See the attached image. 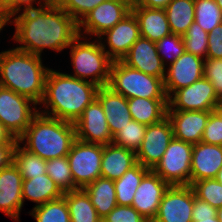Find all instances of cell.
<instances>
[{"mask_svg": "<svg viewBox=\"0 0 222 222\" xmlns=\"http://www.w3.org/2000/svg\"><path fill=\"white\" fill-rule=\"evenodd\" d=\"M8 23L15 24L16 48L41 56L44 48L63 51L79 36L78 23L55 2L23 11Z\"/></svg>", "mask_w": 222, "mask_h": 222, "instance_id": "cell-1", "label": "cell"}, {"mask_svg": "<svg viewBox=\"0 0 222 222\" xmlns=\"http://www.w3.org/2000/svg\"><path fill=\"white\" fill-rule=\"evenodd\" d=\"M99 86L56 70L49 69L45 80V93L39 113L75 123L84 109L96 99ZM47 110V111H45Z\"/></svg>", "mask_w": 222, "mask_h": 222, "instance_id": "cell-2", "label": "cell"}, {"mask_svg": "<svg viewBox=\"0 0 222 222\" xmlns=\"http://www.w3.org/2000/svg\"><path fill=\"white\" fill-rule=\"evenodd\" d=\"M49 68L41 56L13 48L0 52V84L40 105Z\"/></svg>", "mask_w": 222, "mask_h": 222, "instance_id": "cell-3", "label": "cell"}, {"mask_svg": "<svg viewBox=\"0 0 222 222\" xmlns=\"http://www.w3.org/2000/svg\"><path fill=\"white\" fill-rule=\"evenodd\" d=\"M75 140L74 123L38 113L18 142H26L24 149L47 161L67 156Z\"/></svg>", "mask_w": 222, "mask_h": 222, "instance_id": "cell-4", "label": "cell"}, {"mask_svg": "<svg viewBox=\"0 0 222 222\" xmlns=\"http://www.w3.org/2000/svg\"><path fill=\"white\" fill-rule=\"evenodd\" d=\"M81 39H86L80 41ZM89 42L87 37L78 36L68 48L71 47V61L74 74L81 80L87 79L99 87L108 86L113 60L104 51L101 40ZM88 78H91L88 80Z\"/></svg>", "mask_w": 222, "mask_h": 222, "instance_id": "cell-5", "label": "cell"}, {"mask_svg": "<svg viewBox=\"0 0 222 222\" xmlns=\"http://www.w3.org/2000/svg\"><path fill=\"white\" fill-rule=\"evenodd\" d=\"M108 87L127 99H168L164 79L145 74L129 67L122 60L113 61Z\"/></svg>", "mask_w": 222, "mask_h": 222, "instance_id": "cell-6", "label": "cell"}, {"mask_svg": "<svg viewBox=\"0 0 222 222\" xmlns=\"http://www.w3.org/2000/svg\"><path fill=\"white\" fill-rule=\"evenodd\" d=\"M192 150L193 144L173 138L152 171L169 186L191 185Z\"/></svg>", "mask_w": 222, "mask_h": 222, "instance_id": "cell-7", "label": "cell"}, {"mask_svg": "<svg viewBox=\"0 0 222 222\" xmlns=\"http://www.w3.org/2000/svg\"><path fill=\"white\" fill-rule=\"evenodd\" d=\"M33 104V108H31ZM37 104L13 90L0 87V121L15 139H19L39 113Z\"/></svg>", "mask_w": 222, "mask_h": 222, "instance_id": "cell-8", "label": "cell"}, {"mask_svg": "<svg viewBox=\"0 0 222 222\" xmlns=\"http://www.w3.org/2000/svg\"><path fill=\"white\" fill-rule=\"evenodd\" d=\"M103 145L75 140L67 155L74 184L84 189L101 177Z\"/></svg>", "mask_w": 222, "mask_h": 222, "instance_id": "cell-9", "label": "cell"}, {"mask_svg": "<svg viewBox=\"0 0 222 222\" xmlns=\"http://www.w3.org/2000/svg\"><path fill=\"white\" fill-rule=\"evenodd\" d=\"M132 2V0H106L100 3L78 23L79 35H83L82 37L86 34L96 35L99 39L131 12Z\"/></svg>", "mask_w": 222, "mask_h": 222, "instance_id": "cell-10", "label": "cell"}, {"mask_svg": "<svg viewBox=\"0 0 222 222\" xmlns=\"http://www.w3.org/2000/svg\"><path fill=\"white\" fill-rule=\"evenodd\" d=\"M221 103L211 82L203 77L171 94L167 110L214 111Z\"/></svg>", "mask_w": 222, "mask_h": 222, "instance_id": "cell-11", "label": "cell"}, {"mask_svg": "<svg viewBox=\"0 0 222 222\" xmlns=\"http://www.w3.org/2000/svg\"><path fill=\"white\" fill-rule=\"evenodd\" d=\"M173 138V127L168 117L158 123L146 126L142 144L136 151L137 163L152 170L162 158Z\"/></svg>", "mask_w": 222, "mask_h": 222, "instance_id": "cell-12", "label": "cell"}, {"mask_svg": "<svg viewBox=\"0 0 222 222\" xmlns=\"http://www.w3.org/2000/svg\"><path fill=\"white\" fill-rule=\"evenodd\" d=\"M193 189L190 185L169 186L152 222H193Z\"/></svg>", "mask_w": 222, "mask_h": 222, "instance_id": "cell-13", "label": "cell"}, {"mask_svg": "<svg viewBox=\"0 0 222 222\" xmlns=\"http://www.w3.org/2000/svg\"><path fill=\"white\" fill-rule=\"evenodd\" d=\"M74 124L77 140L102 145L112 143L113 137L107 124L106 115L97 98L84 109L83 114Z\"/></svg>", "mask_w": 222, "mask_h": 222, "instance_id": "cell-14", "label": "cell"}, {"mask_svg": "<svg viewBox=\"0 0 222 222\" xmlns=\"http://www.w3.org/2000/svg\"><path fill=\"white\" fill-rule=\"evenodd\" d=\"M204 59L184 52L169 65L164 78V88L167 98L175 91L193 84L203 78Z\"/></svg>", "mask_w": 222, "mask_h": 222, "instance_id": "cell-15", "label": "cell"}, {"mask_svg": "<svg viewBox=\"0 0 222 222\" xmlns=\"http://www.w3.org/2000/svg\"><path fill=\"white\" fill-rule=\"evenodd\" d=\"M139 37V23L131 11L114 27L102 34L99 40H103V38L107 40L108 50H106V45L101 41L104 51L113 61H119L128 54L130 48Z\"/></svg>", "mask_w": 222, "mask_h": 222, "instance_id": "cell-16", "label": "cell"}, {"mask_svg": "<svg viewBox=\"0 0 222 222\" xmlns=\"http://www.w3.org/2000/svg\"><path fill=\"white\" fill-rule=\"evenodd\" d=\"M168 187L164 180L150 170L138 186L131 206L147 221L152 222L157 216L163 194Z\"/></svg>", "mask_w": 222, "mask_h": 222, "instance_id": "cell-17", "label": "cell"}, {"mask_svg": "<svg viewBox=\"0 0 222 222\" xmlns=\"http://www.w3.org/2000/svg\"><path fill=\"white\" fill-rule=\"evenodd\" d=\"M22 190V175L12 162L0 170V211L15 221L23 207Z\"/></svg>", "mask_w": 222, "mask_h": 222, "instance_id": "cell-18", "label": "cell"}, {"mask_svg": "<svg viewBox=\"0 0 222 222\" xmlns=\"http://www.w3.org/2000/svg\"><path fill=\"white\" fill-rule=\"evenodd\" d=\"M122 61L145 74L165 78L166 67L158 55L156 42L139 37Z\"/></svg>", "mask_w": 222, "mask_h": 222, "instance_id": "cell-19", "label": "cell"}, {"mask_svg": "<svg viewBox=\"0 0 222 222\" xmlns=\"http://www.w3.org/2000/svg\"><path fill=\"white\" fill-rule=\"evenodd\" d=\"M212 111L167 110L174 138L196 144L201 142L204 128Z\"/></svg>", "mask_w": 222, "mask_h": 222, "instance_id": "cell-20", "label": "cell"}, {"mask_svg": "<svg viewBox=\"0 0 222 222\" xmlns=\"http://www.w3.org/2000/svg\"><path fill=\"white\" fill-rule=\"evenodd\" d=\"M222 167V146L198 142L193 144L191 184L202 179L215 178Z\"/></svg>", "mask_w": 222, "mask_h": 222, "instance_id": "cell-21", "label": "cell"}, {"mask_svg": "<svg viewBox=\"0 0 222 222\" xmlns=\"http://www.w3.org/2000/svg\"><path fill=\"white\" fill-rule=\"evenodd\" d=\"M96 98L103 107L112 137L133 120L129 112L128 99L115 93L110 87H99Z\"/></svg>", "mask_w": 222, "mask_h": 222, "instance_id": "cell-22", "label": "cell"}, {"mask_svg": "<svg viewBox=\"0 0 222 222\" xmlns=\"http://www.w3.org/2000/svg\"><path fill=\"white\" fill-rule=\"evenodd\" d=\"M131 11L138 20L141 37L157 42L172 33L165 9H151L132 4Z\"/></svg>", "mask_w": 222, "mask_h": 222, "instance_id": "cell-23", "label": "cell"}, {"mask_svg": "<svg viewBox=\"0 0 222 222\" xmlns=\"http://www.w3.org/2000/svg\"><path fill=\"white\" fill-rule=\"evenodd\" d=\"M137 164L136 152L117 145H103L101 177L118 180L127 170Z\"/></svg>", "mask_w": 222, "mask_h": 222, "instance_id": "cell-24", "label": "cell"}, {"mask_svg": "<svg viewBox=\"0 0 222 222\" xmlns=\"http://www.w3.org/2000/svg\"><path fill=\"white\" fill-rule=\"evenodd\" d=\"M128 107L134 121L149 126L167 117L168 99L130 98Z\"/></svg>", "mask_w": 222, "mask_h": 222, "instance_id": "cell-25", "label": "cell"}, {"mask_svg": "<svg viewBox=\"0 0 222 222\" xmlns=\"http://www.w3.org/2000/svg\"><path fill=\"white\" fill-rule=\"evenodd\" d=\"M63 192L48 174L23 179L22 201L30 200L39 206L63 196Z\"/></svg>", "mask_w": 222, "mask_h": 222, "instance_id": "cell-26", "label": "cell"}, {"mask_svg": "<svg viewBox=\"0 0 222 222\" xmlns=\"http://www.w3.org/2000/svg\"><path fill=\"white\" fill-rule=\"evenodd\" d=\"M84 190L89 195L101 219L106 217L118 205L114 181L111 179L99 177L87 185Z\"/></svg>", "mask_w": 222, "mask_h": 222, "instance_id": "cell-27", "label": "cell"}, {"mask_svg": "<svg viewBox=\"0 0 222 222\" xmlns=\"http://www.w3.org/2000/svg\"><path fill=\"white\" fill-rule=\"evenodd\" d=\"M63 196L68 206L71 222H102L84 189L65 192Z\"/></svg>", "mask_w": 222, "mask_h": 222, "instance_id": "cell-28", "label": "cell"}, {"mask_svg": "<svg viewBox=\"0 0 222 222\" xmlns=\"http://www.w3.org/2000/svg\"><path fill=\"white\" fill-rule=\"evenodd\" d=\"M150 169L140 163L127 170L118 180L114 181L116 200L119 206H131L134 195L143 177Z\"/></svg>", "mask_w": 222, "mask_h": 222, "instance_id": "cell-29", "label": "cell"}, {"mask_svg": "<svg viewBox=\"0 0 222 222\" xmlns=\"http://www.w3.org/2000/svg\"><path fill=\"white\" fill-rule=\"evenodd\" d=\"M165 12L171 32L183 36L194 22V0H171Z\"/></svg>", "mask_w": 222, "mask_h": 222, "instance_id": "cell-30", "label": "cell"}, {"mask_svg": "<svg viewBox=\"0 0 222 222\" xmlns=\"http://www.w3.org/2000/svg\"><path fill=\"white\" fill-rule=\"evenodd\" d=\"M17 142L14 147L13 163L18 168L22 179H32L46 174V160L28 152Z\"/></svg>", "mask_w": 222, "mask_h": 222, "instance_id": "cell-31", "label": "cell"}, {"mask_svg": "<svg viewBox=\"0 0 222 222\" xmlns=\"http://www.w3.org/2000/svg\"><path fill=\"white\" fill-rule=\"evenodd\" d=\"M30 214L36 222H71L64 196L33 207Z\"/></svg>", "mask_w": 222, "mask_h": 222, "instance_id": "cell-32", "label": "cell"}, {"mask_svg": "<svg viewBox=\"0 0 222 222\" xmlns=\"http://www.w3.org/2000/svg\"><path fill=\"white\" fill-rule=\"evenodd\" d=\"M194 21L209 33L222 23V10L214 0H194Z\"/></svg>", "mask_w": 222, "mask_h": 222, "instance_id": "cell-33", "label": "cell"}, {"mask_svg": "<svg viewBox=\"0 0 222 222\" xmlns=\"http://www.w3.org/2000/svg\"><path fill=\"white\" fill-rule=\"evenodd\" d=\"M46 173L63 193L78 189L74 184L67 156L47 160Z\"/></svg>", "mask_w": 222, "mask_h": 222, "instance_id": "cell-34", "label": "cell"}, {"mask_svg": "<svg viewBox=\"0 0 222 222\" xmlns=\"http://www.w3.org/2000/svg\"><path fill=\"white\" fill-rule=\"evenodd\" d=\"M145 132L146 125L132 120L113 136L112 143L136 152L142 144Z\"/></svg>", "mask_w": 222, "mask_h": 222, "instance_id": "cell-35", "label": "cell"}, {"mask_svg": "<svg viewBox=\"0 0 222 222\" xmlns=\"http://www.w3.org/2000/svg\"><path fill=\"white\" fill-rule=\"evenodd\" d=\"M182 39L186 52L203 59L207 58L208 32L204 31L197 22H193Z\"/></svg>", "mask_w": 222, "mask_h": 222, "instance_id": "cell-36", "label": "cell"}, {"mask_svg": "<svg viewBox=\"0 0 222 222\" xmlns=\"http://www.w3.org/2000/svg\"><path fill=\"white\" fill-rule=\"evenodd\" d=\"M195 196L215 208L222 207V185L215 179H202L190 185Z\"/></svg>", "mask_w": 222, "mask_h": 222, "instance_id": "cell-37", "label": "cell"}, {"mask_svg": "<svg viewBox=\"0 0 222 222\" xmlns=\"http://www.w3.org/2000/svg\"><path fill=\"white\" fill-rule=\"evenodd\" d=\"M156 46L158 55L162 59L163 64L166 66L165 58H170L169 64H171L185 52L182 36L173 33L157 41ZM168 54H170V56Z\"/></svg>", "mask_w": 222, "mask_h": 222, "instance_id": "cell-38", "label": "cell"}, {"mask_svg": "<svg viewBox=\"0 0 222 222\" xmlns=\"http://www.w3.org/2000/svg\"><path fill=\"white\" fill-rule=\"evenodd\" d=\"M106 0H55V3L79 23L90 11Z\"/></svg>", "mask_w": 222, "mask_h": 222, "instance_id": "cell-39", "label": "cell"}, {"mask_svg": "<svg viewBox=\"0 0 222 222\" xmlns=\"http://www.w3.org/2000/svg\"><path fill=\"white\" fill-rule=\"evenodd\" d=\"M203 77L211 82L222 101V58L204 59Z\"/></svg>", "mask_w": 222, "mask_h": 222, "instance_id": "cell-40", "label": "cell"}, {"mask_svg": "<svg viewBox=\"0 0 222 222\" xmlns=\"http://www.w3.org/2000/svg\"><path fill=\"white\" fill-rule=\"evenodd\" d=\"M41 6H45L55 2V0H0V13L7 19L11 20V17L23 11L35 8L33 6L34 2ZM23 6V8H22Z\"/></svg>", "mask_w": 222, "mask_h": 222, "instance_id": "cell-41", "label": "cell"}, {"mask_svg": "<svg viewBox=\"0 0 222 222\" xmlns=\"http://www.w3.org/2000/svg\"><path fill=\"white\" fill-rule=\"evenodd\" d=\"M201 141L222 146V117L215 110L210 113Z\"/></svg>", "mask_w": 222, "mask_h": 222, "instance_id": "cell-42", "label": "cell"}, {"mask_svg": "<svg viewBox=\"0 0 222 222\" xmlns=\"http://www.w3.org/2000/svg\"><path fill=\"white\" fill-rule=\"evenodd\" d=\"M102 222H149L134 207L117 205Z\"/></svg>", "mask_w": 222, "mask_h": 222, "instance_id": "cell-43", "label": "cell"}, {"mask_svg": "<svg viewBox=\"0 0 222 222\" xmlns=\"http://www.w3.org/2000/svg\"><path fill=\"white\" fill-rule=\"evenodd\" d=\"M217 210V208L212 207L207 202L198 199L193 191V222H219Z\"/></svg>", "mask_w": 222, "mask_h": 222, "instance_id": "cell-44", "label": "cell"}, {"mask_svg": "<svg viewBox=\"0 0 222 222\" xmlns=\"http://www.w3.org/2000/svg\"><path fill=\"white\" fill-rule=\"evenodd\" d=\"M207 58H222V23L208 33Z\"/></svg>", "mask_w": 222, "mask_h": 222, "instance_id": "cell-45", "label": "cell"}, {"mask_svg": "<svg viewBox=\"0 0 222 222\" xmlns=\"http://www.w3.org/2000/svg\"><path fill=\"white\" fill-rule=\"evenodd\" d=\"M17 143L0 144V170L13 162L14 147Z\"/></svg>", "mask_w": 222, "mask_h": 222, "instance_id": "cell-46", "label": "cell"}, {"mask_svg": "<svg viewBox=\"0 0 222 222\" xmlns=\"http://www.w3.org/2000/svg\"><path fill=\"white\" fill-rule=\"evenodd\" d=\"M132 4H137L151 9H165L171 0H132Z\"/></svg>", "mask_w": 222, "mask_h": 222, "instance_id": "cell-47", "label": "cell"}, {"mask_svg": "<svg viewBox=\"0 0 222 222\" xmlns=\"http://www.w3.org/2000/svg\"><path fill=\"white\" fill-rule=\"evenodd\" d=\"M18 140L15 139L11 133L6 129L3 123L0 121V144L2 143H17Z\"/></svg>", "mask_w": 222, "mask_h": 222, "instance_id": "cell-48", "label": "cell"}, {"mask_svg": "<svg viewBox=\"0 0 222 222\" xmlns=\"http://www.w3.org/2000/svg\"><path fill=\"white\" fill-rule=\"evenodd\" d=\"M8 20L0 13V32L7 25Z\"/></svg>", "mask_w": 222, "mask_h": 222, "instance_id": "cell-49", "label": "cell"}, {"mask_svg": "<svg viewBox=\"0 0 222 222\" xmlns=\"http://www.w3.org/2000/svg\"><path fill=\"white\" fill-rule=\"evenodd\" d=\"M215 179L222 185V167H221L220 170L218 171Z\"/></svg>", "mask_w": 222, "mask_h": 222, "instance_id": "cell-50", "label": "cell"}, {"mask_svg": "<svg viewBox=\"0 0 222 222\" xmlns=\"http://www.w3.org/2000/svg\"><path fill=\"white\" fill-rule=\"evenodd\" d=\"M217 218L219 222H222V207L217 210Z\"/></svg>", "mask_w": 222, "mask_h": 222, "instance_id": "cell-51", "label": "cell"}, {"mask_svg": "<svg viewBox=\"0 0 222 222\" xmlns=\"http://www.w3.org/2000/svg\"><path fill=\"white\" fill-rule=\"evenodd\" d=\"M215 111L222 117V103L215 109Z\"/></svg>", "mask_w": 222, "mask_h": 222, "instance_id": "cell-52", "label": "cell"}, {"mask_svg": "<svg viewBox=\"0 0 222 222\" xmlns=\"http://www.w3.org/2000/svg\"><path fill=\"white\" fill-rule=\"evenodd\" d=\"M222 10V0H214Z\"/></svg>", "mask_w": 222, "mask_h": 222, "instance_id": "cell-53", "label": "cell"}]
</instances>
